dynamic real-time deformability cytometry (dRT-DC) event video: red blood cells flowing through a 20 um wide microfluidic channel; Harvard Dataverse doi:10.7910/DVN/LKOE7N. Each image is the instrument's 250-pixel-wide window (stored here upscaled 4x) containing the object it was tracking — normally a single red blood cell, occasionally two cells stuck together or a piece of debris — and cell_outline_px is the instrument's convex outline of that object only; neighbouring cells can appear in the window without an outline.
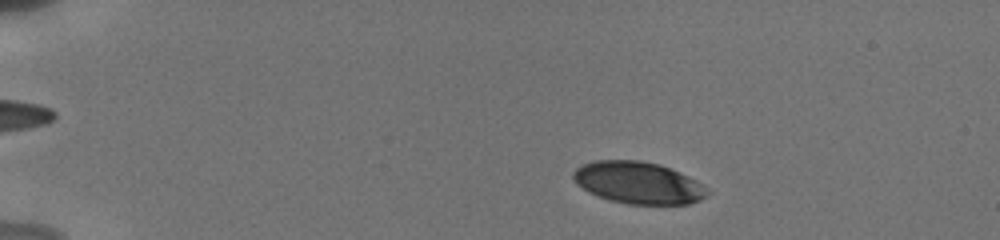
{"species": "human", "species_latin": "Homo sapiens", "temperature_condition": "cold", "stored_images_in_passage": 4, "camera_frame_rate_fps": 3000, "um_per_image_px": 0.085, "donor": {"sex": "male"}, "frame": {"image": 1, "passage_image": 1, "time_ms": 0.0, "image_size_px": [1000, 240], "cell_outline_px": [[712, 192], [708, 196], [700, 200], [688, 204], [628, 204], [608, 200], [596, 196], [588, 192], [576, 184], [572, 176], [572, 172], [580, 164], [596, 160], [640, 160], [660, 164], [680, 172], [696, 180], [708, 188]], "centroid_in_image_um": [54.25, 15.53], "position_along_channel_um": 30.8, "area_um2": 33.29}}
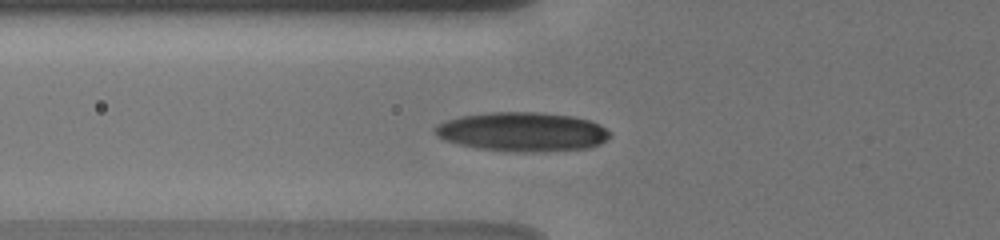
{"frame": {"image": 2, "passage_image": 4, "time_ms": 3.667, "image_size_px": [1000, 240], "cell_outline_px": [[612, 136], [600, 144], [588, 148], [532, 152], [512, 152], [476, 148], [444, 140], [436, 136], [436, 128], [440, 124], [448, 120], [460, 116], [492, 112], [536, 112], [572, 116], [588, 120], [600, 124], [612, 132]], "centroid_in_image_um": [44.45, 11.21], "position_along_channel_um": 81.3, "area_um2": 39.88}}